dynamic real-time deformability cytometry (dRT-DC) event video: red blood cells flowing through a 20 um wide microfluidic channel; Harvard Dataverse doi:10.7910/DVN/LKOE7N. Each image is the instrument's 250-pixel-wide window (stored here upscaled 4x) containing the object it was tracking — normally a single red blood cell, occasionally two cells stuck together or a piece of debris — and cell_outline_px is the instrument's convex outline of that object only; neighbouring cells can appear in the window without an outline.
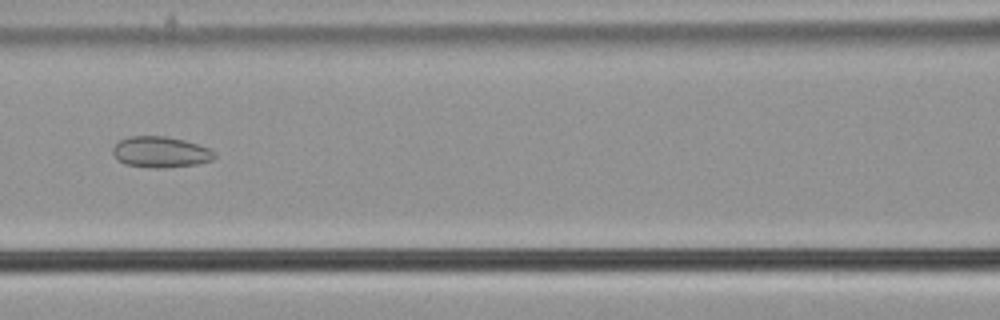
{"species": "common noctule bat (a hibernating species)", "species_latin": "Nyctalus noctula", "temperature_condition": "cold", "stored_images_in_passage": 46, "camera_frame_rate_fps": 3000, "um_per_image_px": 0.085, "animal": {"sex": "male", "body_mass_g": 21.5, "forearm_length_mm": 52.0}, "frame": {"image": 1, "passage_image": 16, "time_ms": 5.0, "image_size_px": [1000, 320], "cell_outline_px": [[216, 156], [212, 160], [196, 164], [164, 168], [152, 168], [124, 164], [112, 152], [112, 148], [120, 140], [128, 136], [164, 136], [184, 140], [208, 148], [216, 152]], "centroid_in_image_um": [13.65, 12.92], "position_along_channel_um": 152.9, "area_um2": 18.26}}
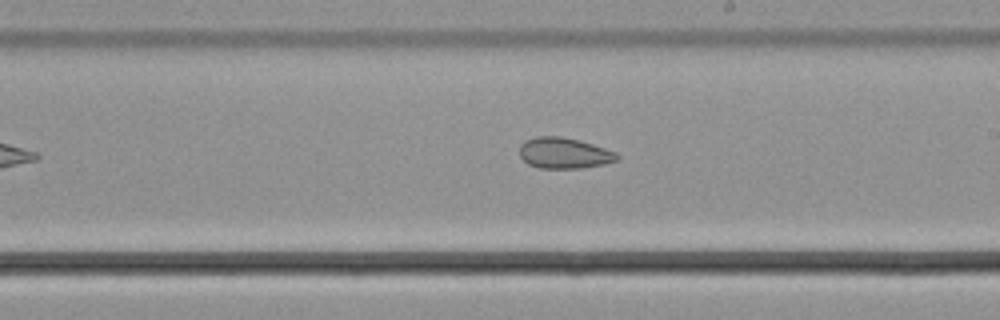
{"frame": {"image": 2, "passage_image": 23, "time_ms": 7.333, "image_size_px": [1000, 320], "cell_outline_px": [[620, 156], [616, 160], [604, 164], [584, 168], [540, 168], [528, 164], [520, 156], [520, 144], [524, 140], [536, 136], [560, 136], [580, 140], [616, 152]], "centroid_in_image_um": [47.93, 13.01], "position_along_channel_um": 241.1, "area_um2": 17.63}}
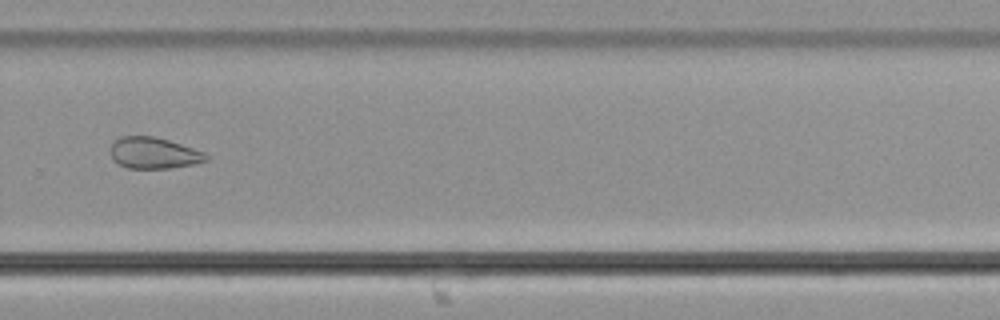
{"frame": {"image": 3, "passage_image": 29, "time_ms": 9.333, "image_size_px": [1000, 320], "cell_outline_px": [[208, 160], [192, 164], [168, 168], [128, 168], [112, 160], [108, 148], [120, 136], [152, 136], [168, 140], [204, 152], [208, 156]], "centroid_in_image_um": [13.01, 13.0], "position_along_channel_um": 316.8, "area_um2": 17.34}, "authors_computed_cell_mechanics": {"area_um2": 20.4323, "velocity_mm_per_s": 3.7876, "shape_relaxation_time_tau1_ms": null, "shape_relaxation_time_tau2_ms": 3.4734, "deformation_change_tau1": null, "deformation_change_tau2": 0.0847}}